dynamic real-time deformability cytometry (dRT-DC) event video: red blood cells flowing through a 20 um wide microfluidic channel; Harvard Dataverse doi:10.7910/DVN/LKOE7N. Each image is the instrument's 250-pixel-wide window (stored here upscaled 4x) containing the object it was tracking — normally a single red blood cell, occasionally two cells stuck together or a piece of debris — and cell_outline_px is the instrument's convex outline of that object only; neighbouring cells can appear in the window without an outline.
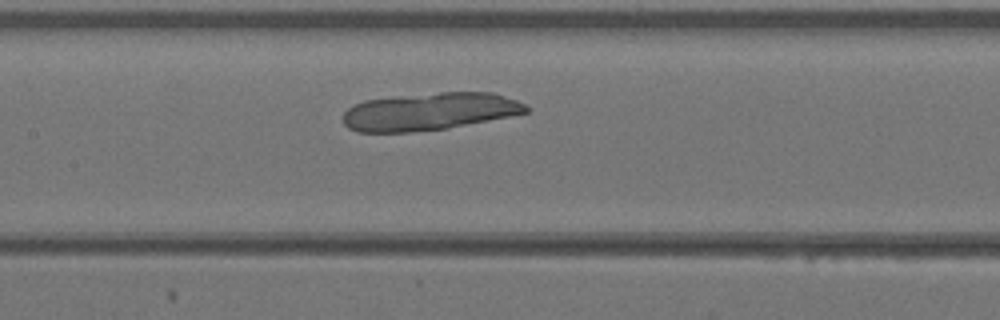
{"species": "Egyptian fruit bat (a non-hibernating species)", "species_latin": "Rousettus aegyptiacus", "temperature_condition": "warm", "stored_images_in_passage": 32, "camera_frame_rate_fps": 3000, "um_per_image_px": 0.085, "animal": {"sex": "female"}, "frame": {"image": 1, "passage_image": 13, "time_ms": 4.0, "image_size_px": [1000, 320], "cell_outline_px": [[528, 112], [448, 128], [412, 132], [356, 132], [348, 128], [344, 124], [344, 112], [352, 104], [364, 100], [440, 92], [492, 92], [516, 100], [524, 104], [528, 108]], "centroid_in_image_um": [36.46, 9.48], "position_along_channel_um": 170.9, "area_um2": 39.77}}
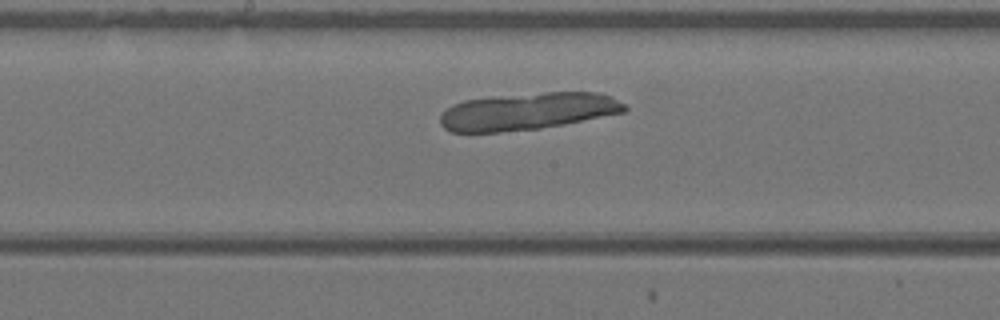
{"frame": {"image": 2, "passage_image": 15, "time_ms": 4.667, "image_size_px": [1000, 320], "cell_outline_px": [[628, 108], [624, 112], [564, 124], [540, 128], [500, 132], [452, 132], [444, 128], [440, 124], [440, 116], [452, 104], [464, 100], [492, 96], [544, 92], [600, 92], [624, 104]], "centroid_in_image_um": [44.82, 9.46], "position_along_channel_um": 203.4, "area_um2": 39.88}}